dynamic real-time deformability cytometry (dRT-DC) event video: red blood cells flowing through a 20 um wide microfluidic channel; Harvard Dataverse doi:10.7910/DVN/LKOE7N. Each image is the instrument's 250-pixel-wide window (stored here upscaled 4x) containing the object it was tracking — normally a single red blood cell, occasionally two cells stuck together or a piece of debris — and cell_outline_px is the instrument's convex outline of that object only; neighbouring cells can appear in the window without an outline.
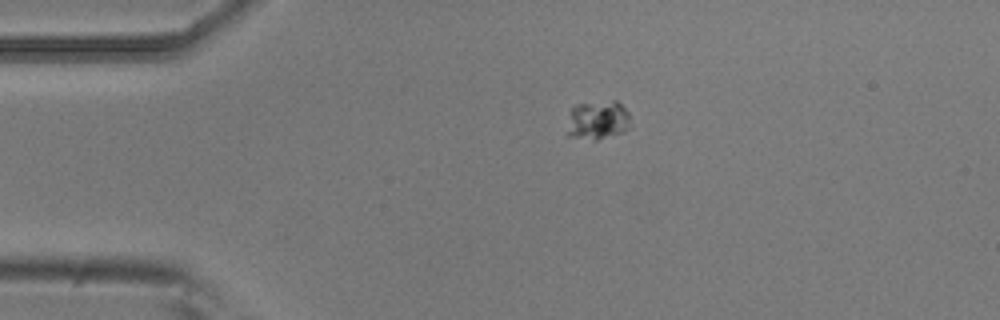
{"species": "common noctule bat (a hibernating species)", "species_latin": "Nyctalus noctula", "temperature_condition": "room temperature", "stored_images_in_passage": 4, "camera_frame_rate_fps": 3000, "um_per_image_px": 0.085, "animal": {"sex": "male", "body_mass_g": 20.5, "forearm_length_mm": 52.5}, "frame": {"image": 1, "passage_image": 1, "time_ms": 0.0, "image_size_px": [1000, 320], "cell_outline_px": [[628, 128], [624, 132], [596, 140], [592, 140], [568, 136], [568, 132], [572, 108], [576, 104], [612, 100], [616, 100], [628, 112]], "centroid_in_image_um": [50.82, 10.21], "position_along_channel_um": 34.2, "area_um2": 14.1}}
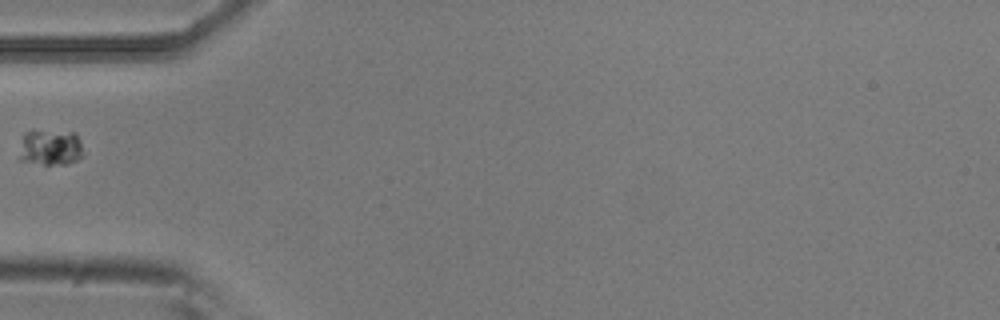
{"frame": {"image": 2, "passage_image": 3, "time_ms": 0.667, "image_size_px": [1000, 320], "cell_outline_px": [[80, 156], [76, 160], [68, 164], [44, 164], [20, 160], [20, 156], [24, 132], [32, 128], [76, 132], [80, 140]], "centroid_in_image_um": [4.26, 12.47], "position_along_channel_um": 80.7, "area_um2": 13.53}}
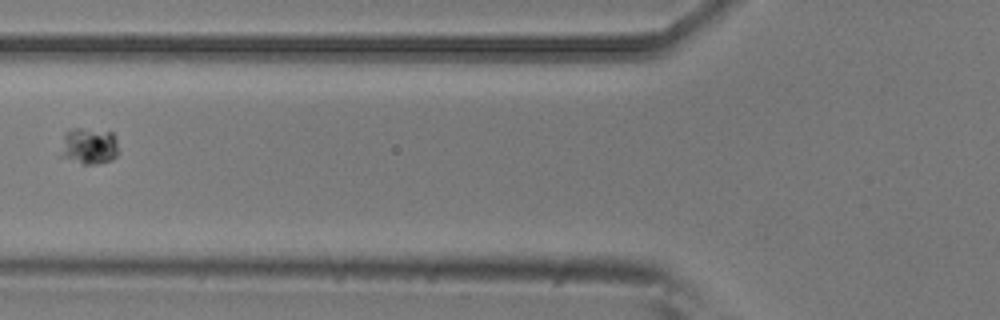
{"frame": {"image": 3, "passage_image": 4, "time_ms": 1.0, "image_size_px": [1000, 320], "cell_outline_px": [[116, 156], [112, 160], [100, 164], [84, 164], [60, 156], [64, 132], [72, 128], [80, 128], [112, 132], [116, 136]], "centroid_in_image_um": [7.55, 12.41], "position_along_channel_um": 118.3, "area_um2": 12.31}}